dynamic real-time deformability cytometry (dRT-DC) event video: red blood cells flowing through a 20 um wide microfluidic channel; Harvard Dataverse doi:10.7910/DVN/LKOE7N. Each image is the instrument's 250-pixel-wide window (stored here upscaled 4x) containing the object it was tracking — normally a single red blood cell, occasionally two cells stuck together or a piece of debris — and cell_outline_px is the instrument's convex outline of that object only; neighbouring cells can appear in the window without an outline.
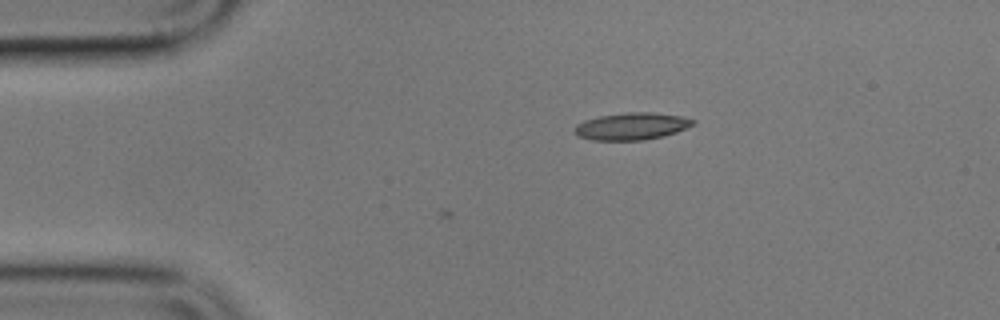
{"species": "common noctule bat (a hibernating species)", "species_latin": "Nyctalus noctula", "temperature_condition": "cold", "stored_images_in_passage": 10, "camera_frame_rate_fps": 3000, "um_per_image_px": 0.085, "animal": {"sex": "male", "body_mass_g": 17.9}, "frame": {"image": 1, "passage_image": 1, "time_ms": 0.0, "image_size_px": [1000, 320], "cell_outline_px": [[696, 124], [676, 132], [664, 136], [644, 140], [592, 140], [580, 136], [572, 132], [576, 124], [584, 120], [600, 116], [624, 112], [652, 112], [680, 116], [696, 120]], "centroid_in_image_um": [53.69, 10.73], "position_along_channel_um": 31.3, "area_um2": 18.84}}
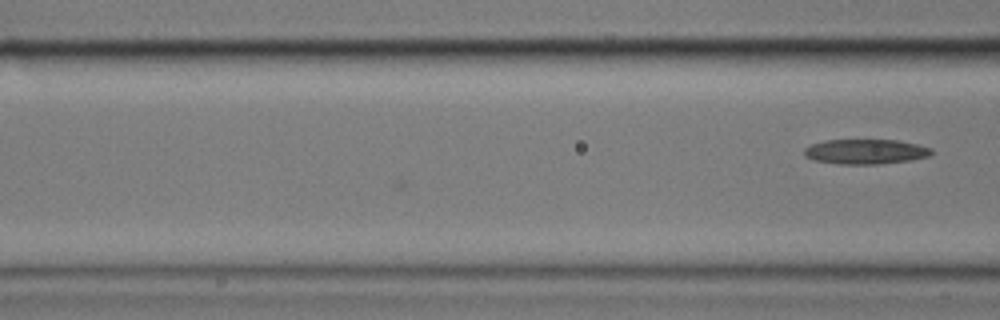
{"frame": {"image": 2, "passage_image": 10, "time_ms": 3.0, "image_size_px": [1000, 320], "cell_outline_px": [[932, 152], [928, 156], [912, 160], [880, 164], [840, 164], [816, 160], [804, 156], [804, 148], [812, 144], [828, 140], [896, 140], [916, 144], [932, 148]], "centroid_in_image_um": [73.58, 12.89], "position_along_channel_um": 93.0, "area_um2": 18.32}}